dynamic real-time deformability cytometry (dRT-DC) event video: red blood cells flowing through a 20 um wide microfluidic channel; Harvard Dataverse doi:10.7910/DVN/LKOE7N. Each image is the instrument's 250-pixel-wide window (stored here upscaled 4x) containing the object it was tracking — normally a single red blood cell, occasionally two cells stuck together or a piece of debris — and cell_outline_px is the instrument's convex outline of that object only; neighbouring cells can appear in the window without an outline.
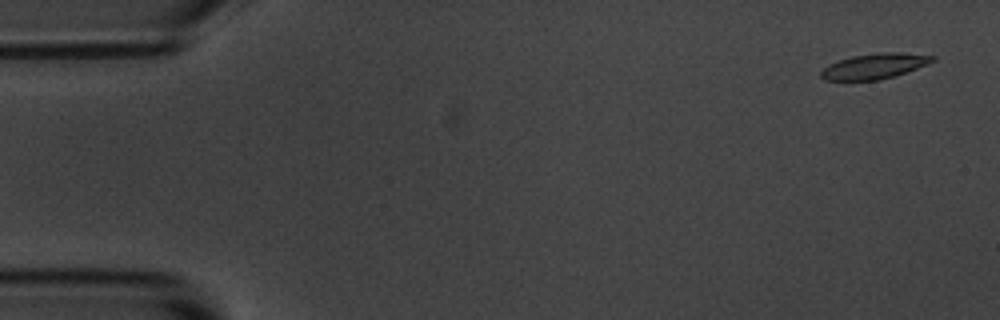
{"species": "common noctule bat (a hibernating species)", "species_latin": "Nyctalus noctula", "temperature_condition": "room temperature", "stored_images_in_passage": 55, "camera_frame_rate_fps": 3000, "um_per_image_px": 0.085, "animal": {"sex": "male", "body_mass_g": 20.1, "forearm_length_mm": 53.5}, "frame": {"image": 1, "passage_image": 3, "time_ms": 0.667, "image_size_px": [1000, 320], "cell_outline_px": [[936, 60], [928, 64], [880, 80], [824, 80], [820, 76], [820, 72], [828, 64], [852, 56], [880, 52], [900, 52], [936, 56]], "centroid_in_image_um": [74.32, 5.61], "position_along_channel_um": 10.7, "area_um2": 16.36}}
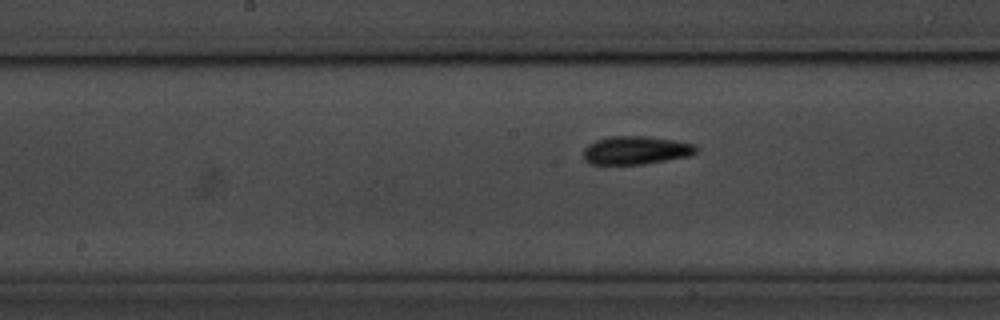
{"frame": {"image": 2, "passage_image": 28, "time_ms": 9.0, "image_size_px": [1000, 320], "cell_outline_px": [[700, 148], [696, 152], [688, 156], [644, 164], [592, 164], [584, 160], [584, 148], [588, 144], [596, 140], [608, 136], [644, 136], [672, 140], [692, 144]], "centroid_in_image_um": [54.02, 12.77], "position_along_channel_um": 194.2, "area_um2": 18.44}}
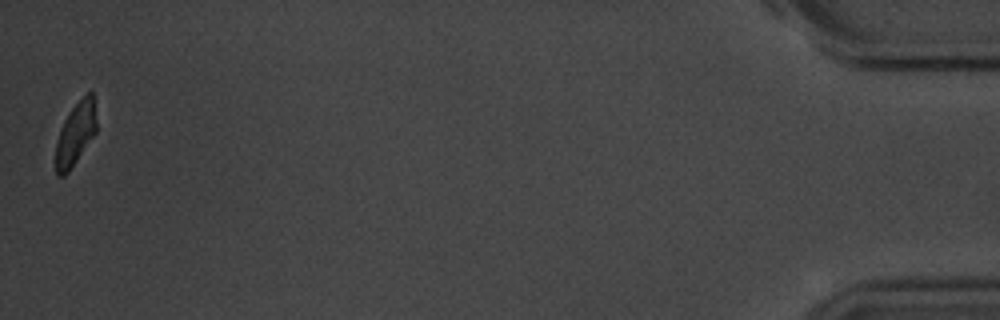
{"frame": {"image": 3, "passage_image": 55, "time_ms": 18.0, "image_size_px": [1000, 320], "cell_outline_px": [[96, 132], [68, 172], [64, 176], [56, 176], [56, 144], [60, 128], [68, 112], [88, 92], [92, 92], [96, 120]], "centroid_in_image_um": [6.4, 11.39], "position_along_channel_um": 428.8, "area_um2": 14.62}, "authors_computed_cell_mechanics": {"area_um2": 17.1666, "velocity_mm_per_s": 3.6481, "shape_relaxation_time_tau1_ms": 2.0903, "shape_relaxation_time_tau2_ms": 3.0979, "deformation_change_tau1": 0.1283, "deformation_change_tau2": 0.0832}}